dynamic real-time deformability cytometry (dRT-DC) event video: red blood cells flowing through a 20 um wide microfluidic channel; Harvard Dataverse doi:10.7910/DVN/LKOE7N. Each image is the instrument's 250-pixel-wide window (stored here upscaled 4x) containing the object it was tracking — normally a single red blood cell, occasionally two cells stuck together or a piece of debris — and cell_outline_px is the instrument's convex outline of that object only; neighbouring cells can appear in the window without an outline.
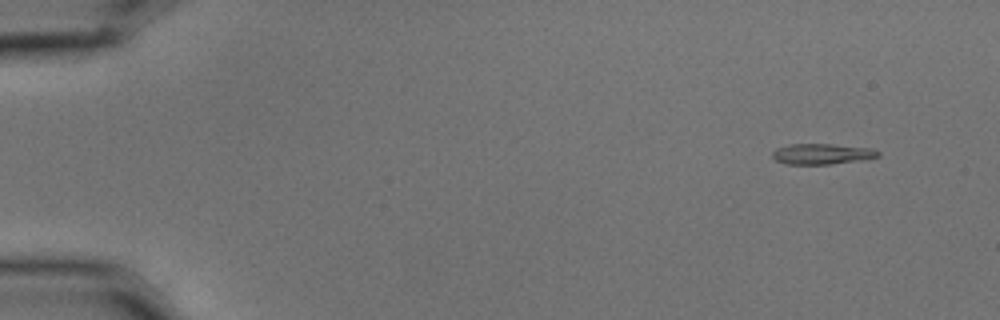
{"species": "common noctule bat (a hibernating species)", "species_latin": "Nyctalus noctula", "temperature_condition": "cold", "stored_images_in_passage": 5, "camera_frame_rate_fps": 3000, "um_per_image_px": 0.085, "animal": {"sex": "male", "body_mass_g": 15.6}, "frame": {"image": 1, "passage_image": 2, "time_ms": 0.333, "image_size_px": [1000, 320], "cell_outline_px": [[880, 156], [868, 160], [828, 164], [784, 164], [776, 160], [772, 156], [772, 152], [776, 148], [788, 144], [832, 144], [872, 148], [880, 152]], "centroid_in_image_um": [69.9, 13.09], "position_along_channel_um": 15.1, "area_um2": 12.95}}
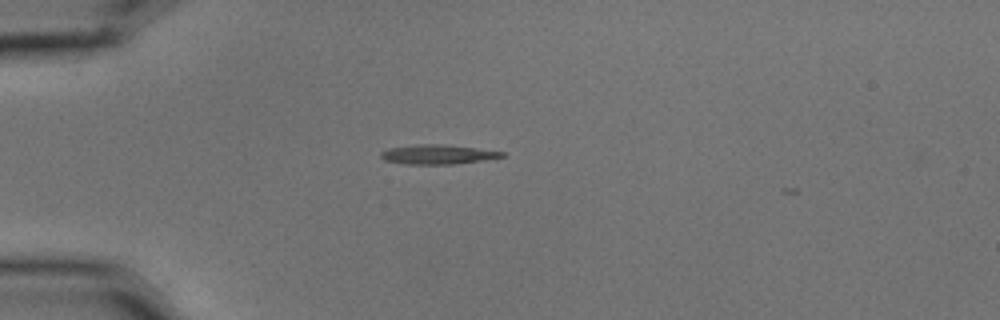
{"frame": {"image": 2, "passage_image": 4, "time_ms": 1.0, "image_size_px": [1000, 320], "cell_outline_px": [[508, 156], [456, 164], [404, 164], [384, 160], [380, 156], [380, 152], [388, 148], [416, 144], [440, 144], [476, 148], [504, 152]], "centroid_in_image_um": [37.18, 13.12], "position_along_channel_um": 47.8, "area_um2": 13.76}}